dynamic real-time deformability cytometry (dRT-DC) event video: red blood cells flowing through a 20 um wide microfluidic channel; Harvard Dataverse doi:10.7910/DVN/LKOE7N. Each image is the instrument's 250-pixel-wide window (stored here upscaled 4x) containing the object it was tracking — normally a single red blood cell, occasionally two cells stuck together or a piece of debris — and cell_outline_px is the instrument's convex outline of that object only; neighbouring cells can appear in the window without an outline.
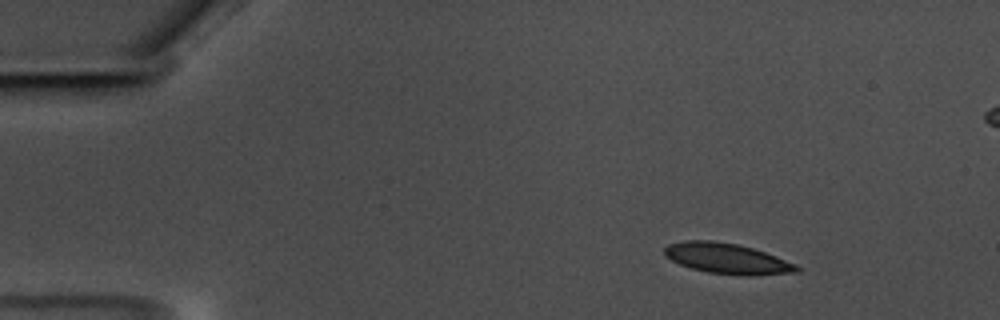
{"species": "common noctule bat (a hibernating species)", "species_latin": "Nyctalus noctula", "temperature_condition": "warm", "stored_images_in_passage": 52, "camera_frame_rate_fps": 3000, "um_per_image_px": 0.085, "animal": {"sex": "male", "body_mass_g": 17.5, "forearm_length_mm": 52.3}, "frame": {"image": 1, "passage_image": 1, "time_ms": 0.0, "image_size_px": [1000, 320], "cell_outline_px": [[800, 272], [748, 276], [744, 276], [708, 272], [692, 268], [680, 264], [664, 256], [664, 248], [668, 244], [684, 240], [712, 240], [736, 244], [752, 248], [776, 256], [796, 264], [800, 268]], "centroid_in_image_um": [61.8, 21.98], "position_along_channel_um": 23.2, "area_um2": 23.52}}
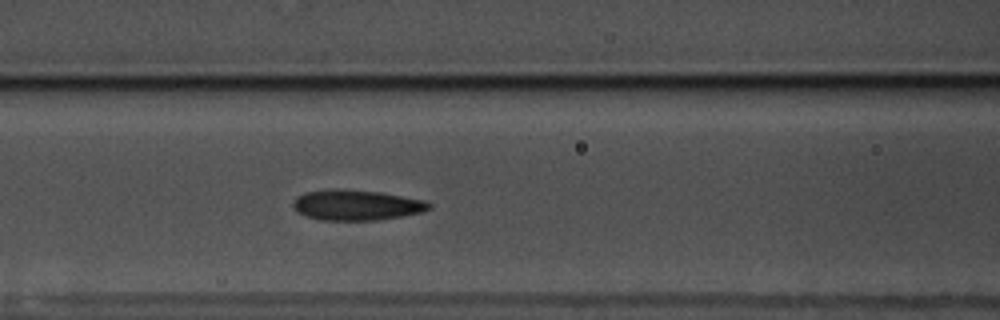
{"frame": {"image": 2, "passage_image": 18, "time_ms": 5.667, "image_size_px": [1000, 320], "cell_outline_px": [[432, 208], [420, 212], [400, 216], [376, 220], [320, 220], [308, 216], [300, 212], [292, 204], [296, 196], [304, 192], [328, 188], [344, 188], [380, 192], [424, 200], [432, 204]], "centroid_in_image_um": [30.28, 17.4], "position_along_channel_um": 136.3, "area_um2": 24.16}}
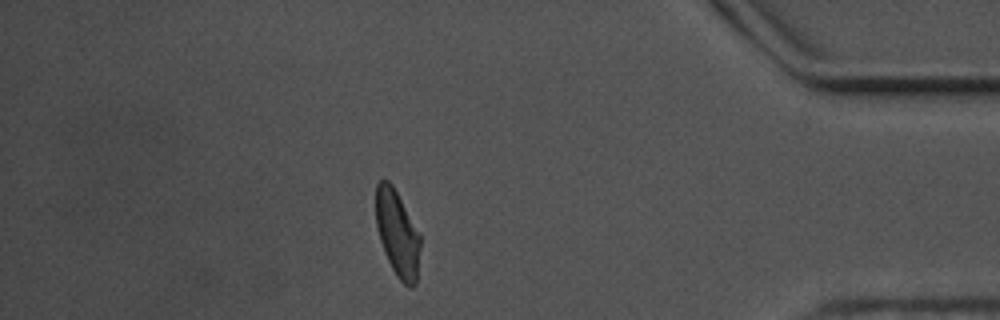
{"frame": {"image": 3, "passage_image": 44, "time_ms": 14.333, "image_size_px": [1000, 320], "cell_outline_px": [[420, 248], [416, 284], [412, 288], [408, 288], [396, 276], [384, 252], [380, 240], [376, 224], [376, 184], [380, 180], [388, 180], [392, 184], [420, 232]], "centroid_in_image_um": [33.79, 19.86], "position_along_channel_um": 401.4, "area_um2": 22.43}, "authors_computed_cell_mechanics": {"area_um2": 23.5824, "velocity_mm_per_s": 3.494, "shape_relaxation_time_tau1_ms": 7.4585, "shape_relaxation_time_tau2_ms": 2.6637, "deformation_change_tau1": 0.1711, "deformation_change_tau2": 0.1046}}